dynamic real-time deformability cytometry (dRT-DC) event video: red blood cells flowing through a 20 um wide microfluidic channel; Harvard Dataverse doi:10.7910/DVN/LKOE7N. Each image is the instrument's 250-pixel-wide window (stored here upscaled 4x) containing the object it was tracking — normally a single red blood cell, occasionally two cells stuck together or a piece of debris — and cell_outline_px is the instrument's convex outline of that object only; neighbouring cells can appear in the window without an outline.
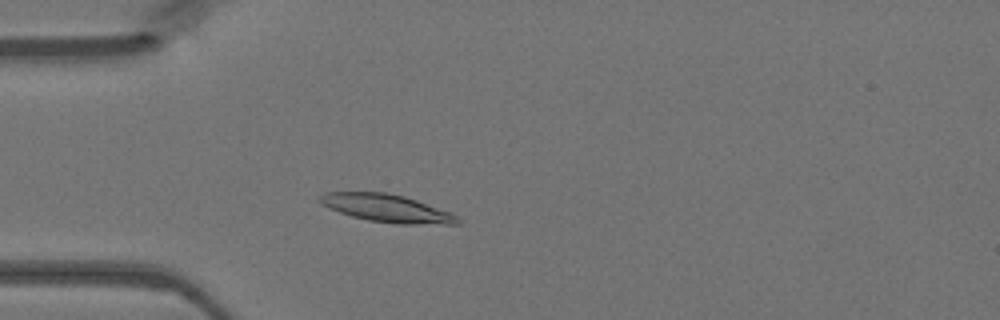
{"species": "Egyptian fruit bat (a non-hibernating species)", "species_latin": "Rousettus aegyptiacus", "temperature_condition": "warm", "stored_images_in_passage": 43, "camera_frame_rate_fps": 3000, "um_per_image_px": 0.085, "animal": {"sex": "female"}, "frame": {"image": 1, "passage_image": 9, "time_ms": 2.667, "image_size_px": [1000, 320], "cell_outline_px": [[460, 224], [400, 224], [368, 220], [352, 216], [328, 208], [320, 204], [316, 200], [320, 196], [328, 192], [384, 192], [404, 196], [416, 200], [448, 212], [456, 216], [460, 220]], "centroid_in_image_um": [32.82, 17.7], "position_along_channel_um": 52.2, "area_um2": 22.02}}
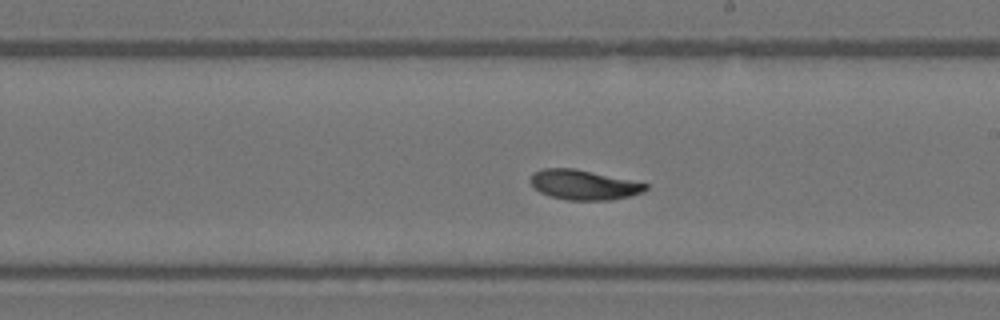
{"frame": {"image": 2, "passage_image": 23, "time_ms": 7.333, "image_size_px": [1000, 320], "cell_outline_px": [[648, 188], [644, 192], [612, 200], [568, 200], [552, 196], [540, 192], [528, 180], [532, 172], [544, 168], [576, 168], [648, 184]], "centroid_in_image_um": [49.6, 15.7], "position_along_channel_um": 239.4, "area_um2": 20.0}}
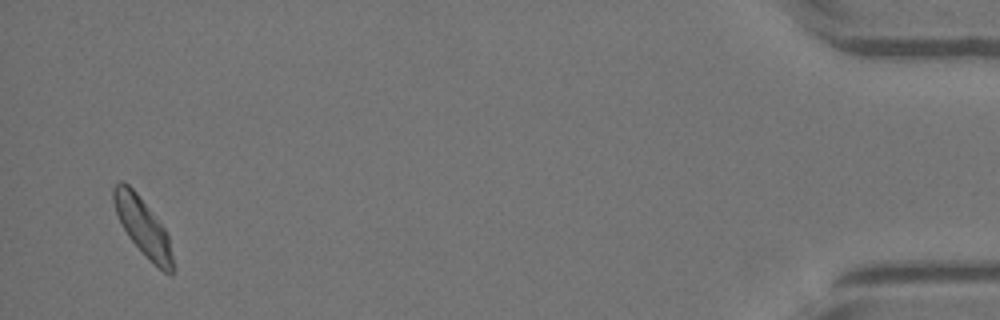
{"frame": {"image": 3, "passage_image": 42, "time_ms": 13.667, "image_size_px": [1000, 320], "cell_outline_px": [[176, 268], [172, 272], [164, 272], [128, 236], [116, 212], [112, 200], [112, 188], [120, 180], [124, 180], [136, 192], [164, 228], [168, 236]], "centroid_in_image_um": [12.14, 19.22], "position_along_channel_um": 423.1, "area_um2": 19.25}}